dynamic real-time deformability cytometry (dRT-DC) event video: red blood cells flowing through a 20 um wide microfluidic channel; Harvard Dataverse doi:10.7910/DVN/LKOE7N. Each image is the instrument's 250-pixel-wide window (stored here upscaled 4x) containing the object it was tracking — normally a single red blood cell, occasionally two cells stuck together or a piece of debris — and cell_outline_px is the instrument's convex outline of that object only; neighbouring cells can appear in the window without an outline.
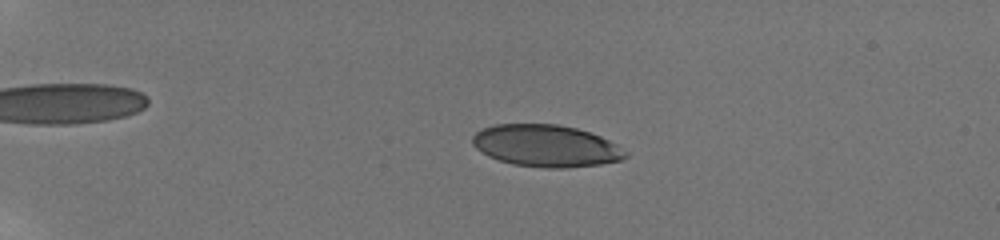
{"species": "human", "species_latin": "Homo sapiens", "temperature_condition": "room temperature", "stored_images_in_passage": 58, "camera_frame_rate_fps": 3000, "um_per_image_px": 0.085, "donor": {"sex": "male"}, "frame": {"image": 1, "passage_image": 15, "time_ms": 4.667, "image_size_px": [1000, 240], "cell_outline_px": [[628, 156], [620, 160], [600, 164], [568, 168], [544, 168], [512, 164], [488, 156], [476, 148], [472, 144], [472, 136], [476, 132], [484, 128], [496, 124], [556, 124], [576, 128], [600, 136], [616, 144], [628, 152]], "centroid_in_image_um": [46.41, 12.4], "position_along_channel_um": 38.6, "area_um2": 37.4}}
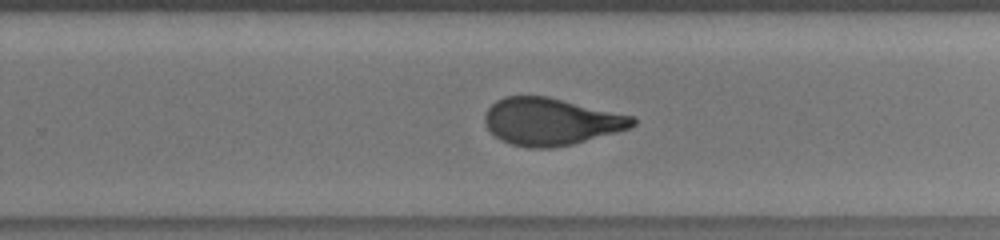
{"frame": {"image": 2, "passage_image": 41, "time_ms": 13.333, "image_size_px": [1000, 240], "cell_outline_px": [[636, 124], [628, 128], [616, 132], [572, 144], [556, 148], [528, 148], [512, 144], [500, 140], [488, 128], [484, 120], [484, 116], [488, 108], [496, 100], [504, 96], [548, 96], [636, 116]], "centroid_in_image_um": [46.84, 10.32], "position_along_channel_um": 283.0, "area_um2": 40.81}}
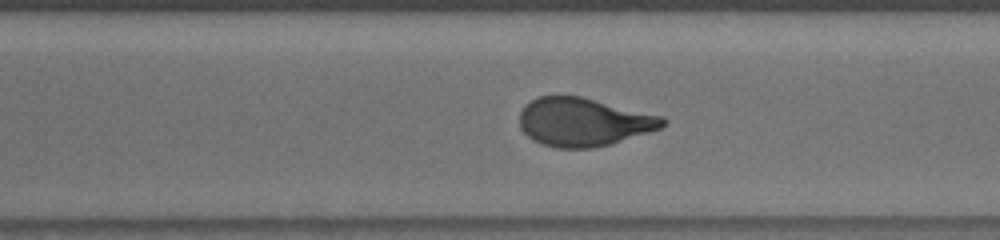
{"frame": {"image": 3, "passage_image": 44, "time_ms": 14.333, "image_size_px": [1000, 240], "cell_outline_px": [[668, 120], [660, 128], [648, 132], [608, 144], [592, 148], [556, 148], [532, 140], [520, 128], [520, 112], [524, 104], [540, 96], [580, 96], [664, 116]], "centroid_in_image_um": [49.58, 10.36], "position_along_channel_um": 321.0, "area_um2": 40.11}, "authors_computed_cell_mechanics": {"area_um2": 39.882, "velocity_mm_per_s": 3.82, "shape_relaxation_time_tau1_ms": 4.5145, "shape_relaxation_time_tau2_ms": 0.8051, "deformation_change_tau1": 0.196, "deformation_change_tau2": 0.0862}}